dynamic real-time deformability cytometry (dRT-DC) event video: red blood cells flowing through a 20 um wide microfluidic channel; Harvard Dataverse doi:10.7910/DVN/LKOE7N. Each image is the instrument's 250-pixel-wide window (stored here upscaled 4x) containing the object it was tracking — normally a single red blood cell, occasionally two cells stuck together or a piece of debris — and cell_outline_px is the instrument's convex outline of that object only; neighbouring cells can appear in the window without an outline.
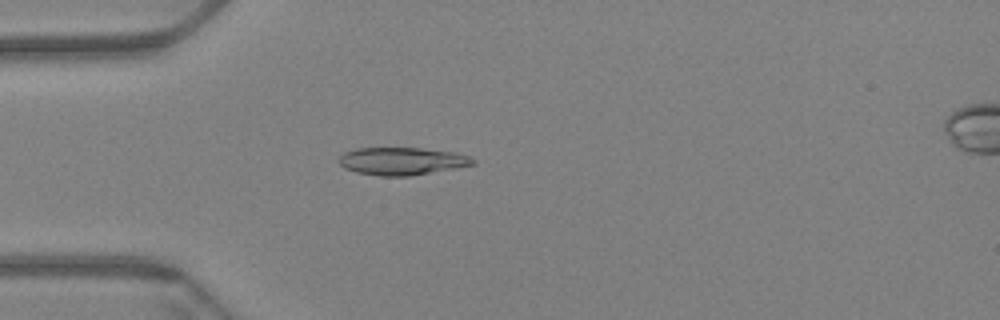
{"species": "Egyptian fruit bat (a non-hibernating species)", "species_latin": "Rousettus aegyptiacus", "temperature_condition": "warm", "stored_images_in_passage": 56, "camera_frame_rate_fps": 3000, "um_per_image_px": 0.085, "animal": {"sex": "female"}, "frame": {"image": 1, "passage_image": 13, "time_ms": 4.0, "image_size_px": [1000, 320], "cell_outline_px": [[476, 164], [408, 176], [380, 176], [356, 172], [344, 168], [340, 164], [340, 156], [344, 152], [356, 148], [420, 148], [452, 152], [468, 156], [476, 160]], "centroid_in_image_um": [34.14, 13.69], "position_along_channel_um": 50.9, "area_um2": 21.33}}
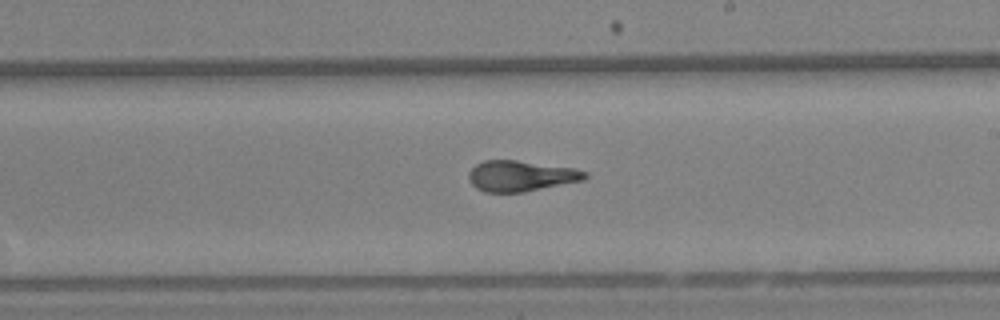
{"frame": {"image": 2, "passage_image": 31, "time_ms": 10.0, "image_size_px": [1000, 320], "cell_outline_px": [[588, 176], [584, 180], [524, 192], [484, 192], [476, 188], [468, 180], [468, 172], [476, 164], [484, 160], [516, 160], [576, 168], [588, 172]], "centroid_in_image_um": [44.28, 14.95], "position_along_channel_um": 244.7, "area_um2": 20.98}}
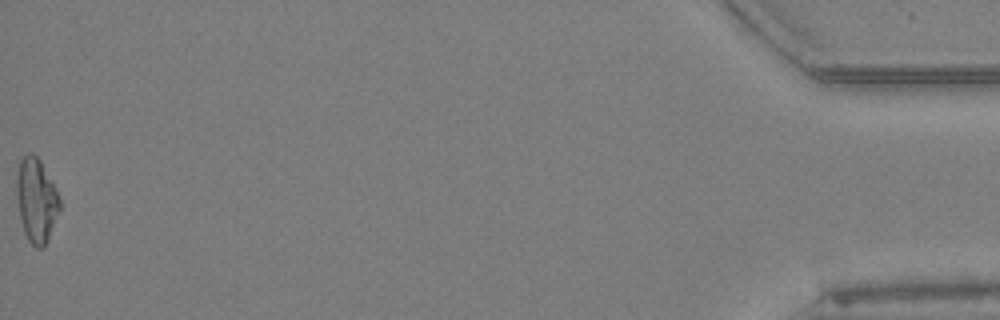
{"frame": {"image": 3, "passage_image": 56, "time_ms": 18.333, "image_size_px": [1000, 320], "cell_outline_px": [[60, 212], [48, 240], [44, 248], [36, 248], [28, 240], [24, 232], [20, 216], [16, 196], [16, 176], [20, 160], [28, 152], [32, 152], [40, 160], [60, 200]], "centroid_in_image_um": [3.08, 17.05], "position_along_channel_um": 432.1, "area_um2": 21.04}, "authors_computed_cell_mechanics": {"area_um2": 21.1259, "velocity_mm_per_s": 3.4309, "shape_relaxation_time_tau1_ms": 8.2555, "shape_relaxation_time_tau2_ms": 1.2371, "deformation_change_tau1": 0.2482, "deformation_change_tau2": 0.068}}